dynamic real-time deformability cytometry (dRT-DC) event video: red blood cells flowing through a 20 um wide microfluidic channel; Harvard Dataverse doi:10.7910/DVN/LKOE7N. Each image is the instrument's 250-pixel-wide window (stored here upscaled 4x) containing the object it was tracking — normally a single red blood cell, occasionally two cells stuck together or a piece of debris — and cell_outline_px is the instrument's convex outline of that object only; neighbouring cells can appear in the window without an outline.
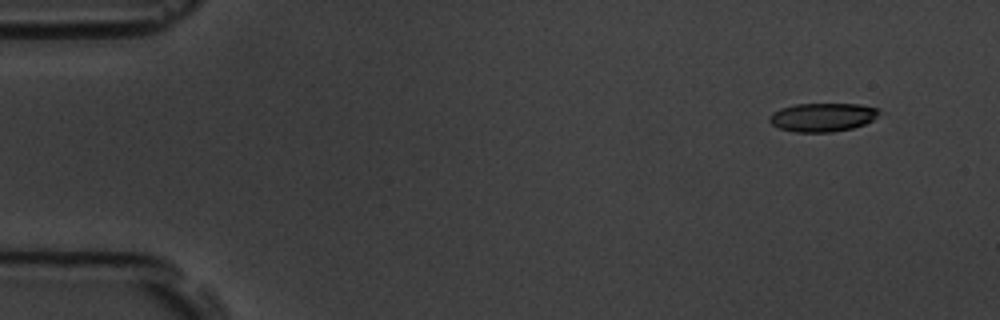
{"species": "common noctule bat (a hibernating species)", "species_latin": "Nyctalus noctula", "temperature_condition": "room temperature", "stored_images_in_passage": 7, "camera_frame_rate_fps": 3000, "um_per_image_px": 0.085, "animal": {"sex": "male", "body_mass_g": 19.5, "forearm_length_mm": 54.6}, "frame": {"image": 1, "passage_image": 1, "time_ms": 0.0, "image_size_px": [1000, 320], "cell_outline_px": [[880, 112], [872, 120], [864, 124], [852, 128], [832, 132], [796, 132], [780, 128], [772, 124], [768, 120], [768, 116], [772, 112], [780, 108], [796, 104], [860, 104], [880, 108]], "centroid_in_image_um": [69.9, 9.95], "position_along_channel_um": 15.1, "area_um2": 18.32}}
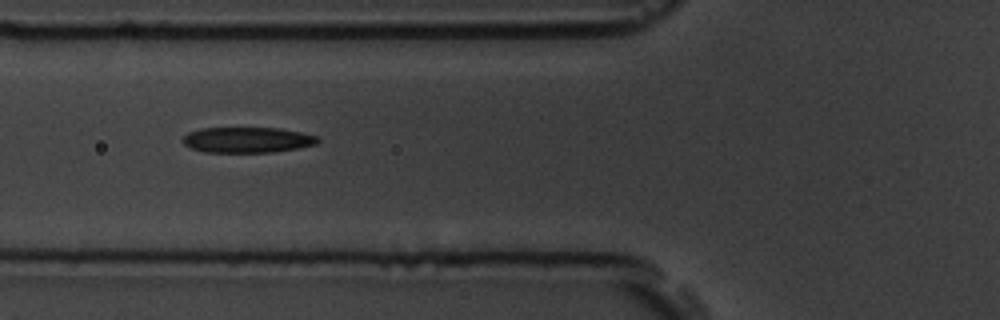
{"frame": {"image": 2, "passage_image": 6, "time_ms": 5.667, "image_size_px": [1000, 320], "cell_outline_px": [[320, 140], [316, 144], [296, 148], [272, 152], [204, 152], [192, 148], [184, 144], [184, 136], [188, 132], [200, 128], [280, 128], [300, 132], [316, 136]], "centroid_in_image_um": [21.01, 11.88], "position_along_channel_um": 104.8, "area_um2": 19.94}}
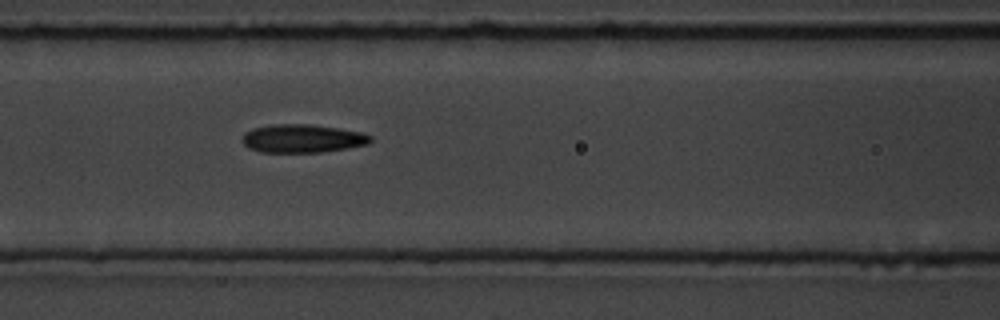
{"frame": {"image": 3, "passage_image": 7, "time_ms": 6.667, "image_size_px": [1000, 320], "cell_outline_px": [[372, 140], [368, 144], [348, 148], [320, 152], [260, 152], [248, 148], [240, 140], [244, 132], [252, 128], [272, 124], [308, 124], [336, 128], [360, 132], [372, 136]], "centroid_in_image_um": [25.65, 11.77], "position_along_channel_um": 140.9, "area_um2": 21.21}}